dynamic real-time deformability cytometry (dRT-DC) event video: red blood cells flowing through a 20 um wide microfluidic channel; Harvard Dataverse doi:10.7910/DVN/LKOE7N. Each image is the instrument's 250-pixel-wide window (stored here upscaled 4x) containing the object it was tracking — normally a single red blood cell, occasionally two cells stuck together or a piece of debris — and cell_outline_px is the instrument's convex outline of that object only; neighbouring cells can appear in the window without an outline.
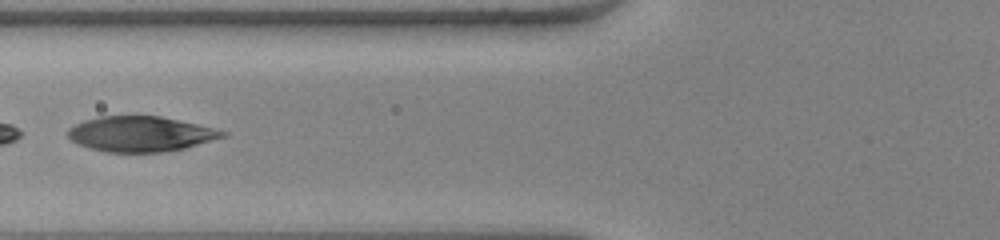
{"species": "human", "species_latin": "Homo sapiens", "temperature_condition": "warm", "stored_images_in_passage": 50, "segment_of_instrument_passage": [2, 2], "camera_frame_rate_fps": 3000, "um_per_image_px": 0.085, "donor": {"sex": "female"}, "frame": {"image": 1, "passage_image": 22, "time_ms": 7.0, "image_size_px": [1000, 240], "cell_outline_px": [[228, 136], [184, 148], [164, 152], [104, 152], [88, 148], [76, 144], [68, 136], [68, 128], [84, 120], [100, 116], [160, 116], [196, 124], [228, 132]], "centroid_in_image_um": [11.92, 11.39], "position_along_channel_um": 113.9, "area_um2": 31.73}}